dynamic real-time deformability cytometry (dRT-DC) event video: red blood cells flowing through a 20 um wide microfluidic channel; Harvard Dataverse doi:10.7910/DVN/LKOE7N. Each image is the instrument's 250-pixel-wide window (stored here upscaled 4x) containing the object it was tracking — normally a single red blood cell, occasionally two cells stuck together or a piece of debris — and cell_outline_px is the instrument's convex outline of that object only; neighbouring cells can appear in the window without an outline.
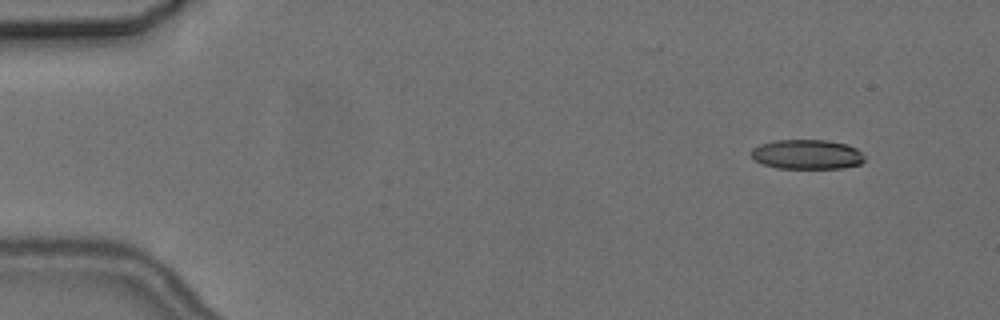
{"species": "common noctule bat (a hibernating species)", "species_latin": "Nyctalus noctula", "temperature_condition": "cold", "stored_images_in_passage": 5, "camera_frame_rate_fps": 3000, "um_per_image_px": 0.085, "animal": {"sex": "female", "body_mass_g": 24.6, "forearm_length_mm": 56.2}, "frame": {"image": 1, "passage_image": 2, "time_ms": 1.333, "image_size_px": [1000, 320], "cell_outline_px": [[864, 160], [860, 164], [840, 168], [776, 168], [764, 164], [756, 160], [752, 156], [752, 148], [760, 144], [776, 140], [828, 140], [848, 144], [856, 148], [864, 156]], "centroid_in_image_um": [68.61, 13.11], "position_along_channel_um": 16.4, "area_um2": 19.48}}
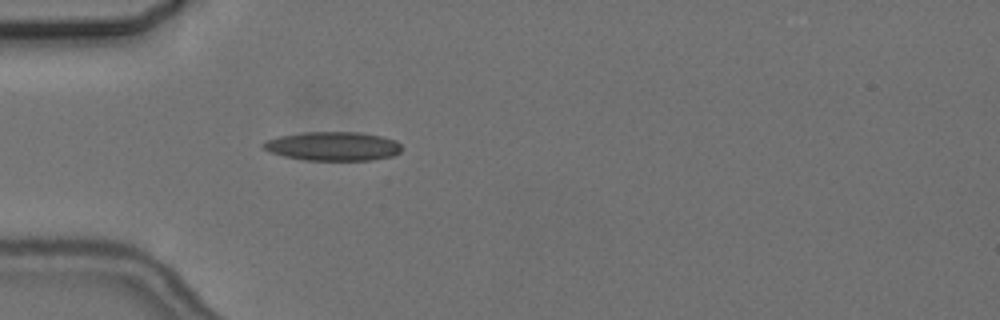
{"frame": {"image": 2, "passage_image": 5, "time_ms": 5.333, "image_size_px": [1000, 320], "cell_outline_px": [[404, 148], [400, 152], [392, 156], [372, 160], [304, 160], [284, 156], [272, 152], [264, 148], [260, 144], [268, 140], [280, 136], [304, 132], [360, 132], [380, 136], [396, 140]], "centroid_in_image_um": [28.34, 12.43], "position_along_channel_um": 56.7, "area_um2": 23.29}}